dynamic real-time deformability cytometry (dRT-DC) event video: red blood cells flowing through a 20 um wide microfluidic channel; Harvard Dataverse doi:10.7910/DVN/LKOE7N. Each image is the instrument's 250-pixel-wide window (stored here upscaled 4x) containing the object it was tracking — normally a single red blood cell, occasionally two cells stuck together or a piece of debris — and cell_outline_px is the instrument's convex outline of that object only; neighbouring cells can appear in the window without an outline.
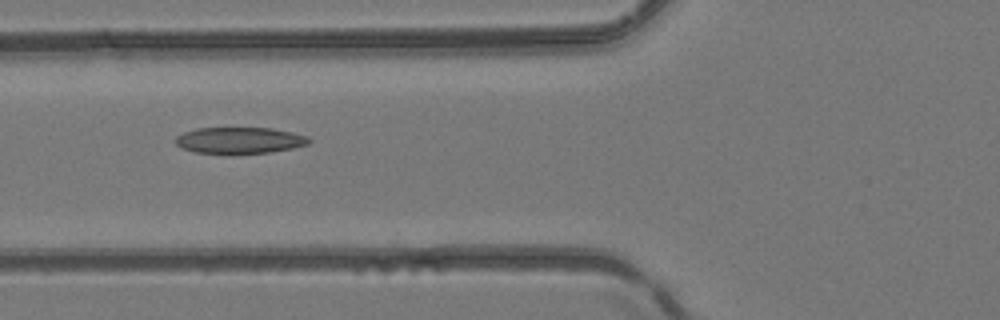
{"species": "common noctule bat (a hibernating species)", "species_latin": "Nyctalus noctula", "temperature_condition": "room temperature", "stored_images_in_passage": 5, "camera_frame_rate_fps": 3000, "um_per_image_px": 0.085, "animal": {"sex": "female", "body_mass_g": 24.6, "forearm_length_mm": 56.2}, "frame": {"image": 1, "passage_image": 5, "time_ms": 1.333, "image_size_px": [1000, 320], "cell_outline_px": [[312, 140], [308, 144], [292, 148], [272, 152], [232, 156], [224, 156], [192, 152], [180, 148], [176, 144], [176, 136], [184, 132], [196, 128], [272, 128], [292, 132], [308, 136]], "centroid_in_image_um": [20.33, 11.97], "position_along_channel_um": 105.5, "area_um2": 21.44}}